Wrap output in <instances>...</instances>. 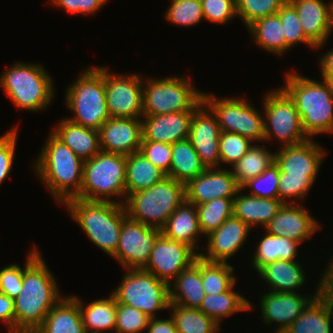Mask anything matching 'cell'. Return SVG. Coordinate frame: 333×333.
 <instances>
[{"mask_svg": "<svg viewBox=\"0 0 333 333\" xmlns=\"http://www.w3.org/2000/svg\"><path fill=\"white\" fill-rule=\"evenodd\" d=\"M25 262L22 288L14 299L15 331H35L63 297L36 245Z\"/></svg>", "mask_w": 333, "mask_h": 333, "instance_id": "1", "label": "cell"}, {"mask_svg": "<svg viewBox=\"0 0 333 333\" xmlns=\"http://www.w3.org/2000/svg\"><path fill=\"white\" fill-rule=\"evenodd\" d=\"M37 158L32 165L33 171L58 204L63 205L80 194L84 161L52 132Z\"/></svg>", "mask_w": 333, "mask_h": 333, "instance_id": "2", "label": "cell"}, {"mask_svg": "<svg viewBox=\"0 0 333 333\" xmlns=\"http://www.w3.org/2000/svg\"><path fill=\"white\" fill-rule=\"evenodd\" d=\"M294 101L309 139L319 134L333 133V84L286 72L281 87Z\"/></svg>", "mask_w": 333, "mask_h": 333, "instance_id": "3", "label": "cell"}, {"mask_svg": "<svg viewBox=\"0 0 333 333\" xmlns=\"http://www.w3.org/2000/svg\"><path fill=\"white\" fill-rule=\"evenodd\" d=\"M64 205L90 242L112 258L119 244L123 220L127 217L124 205L79 198H72Z\"/></svg>", "mask_w": 333, "mask_h": 333, "instance_id": "4", "label": "cell"}, {"mask_svg": "<svg viewBox=\"0 0 333 333\" xmlns=\"http://www.w3.org/2000/svg\"><path fill=\"white\" fill-rule=\"evenodd\" d=\"M65 95V105L74 114L67 119L72 122L99 131L111 118L106 104L105 66L85 68Z\"/></svg>", "mask_w": 333, "mask_h": 333, "instance_id": "5", "label": "cell"}, {"mask_svg": "<svg viewBox=\"0 0 333 333\" xmlns=\"http://www.w3.org/2000/svg\"><path fill=\"white\" fill-rule=\"evenodd\" d=\"M52 78L42 65L18 61L1 73L0 86L15 107L36 112L55 97Z\"/></svg>", "mask_w": 333, "mask_h": 333, "instance_id": "6", "label": "cell"}, {"mask_svg": "<svg viewBox=\"0 0 333 333\" xmlns=\"http://www.w3.org/2000/svg\"><path fill=\"white\" fill-rule=\"evenodd\" d=\"M185 200V184L166 176L150 188L128 195L123 205L132 220L161 229Z\"/></svg>", "mask_w": 333, "mask_h": 333, "instance_id": "7", "label": "cell"}, {"mask_svg": "<svg viewBox=\"0 0 333 333\" xmlns=\"http://www.w3.org/2000/svg\"><path fill=\"white\" fill-rule=\"evenodd\" d=\"M125 179L126 155L100 151L84 161L82 187L76 198L123 205L126 200ZM115 196L121 198V202L111 200Z\"/></svg>", "mask_w": 333, "mask_h": 333, "instance_id": "8", "label": "cell"}, {"mask_svg": "<svg viewBox=\"0 0 333 333\" xmlns=\"http://www.w3.org/2000/svg\"><path fill=\"white\" fill-rule=\"evenodd\" d=\"M184 77L143 79V116L196 111L203 104V92Z\"/></svg>", "mask_w": 333, "mask_h": 333, "instance_id": "9", "label": "cell"}, {"mask_svg": "<svg viewBox=\"0 0 333 333\" xmlns=\"http://www.w3.org/2000/svg\"><path fill=\"white\" fill-rule=\"evenodd\" d=\"M111 295L116 303L141 310L149 318L170 305L169 284L143 269H127L122 282Z\"/></svg>", "mask_w": 333, "mask_h": 333, "instance_id": "10", "label": "cell"}, {"mask_svg": "<svg viewBox=\"0 0 333 333\" xmlns=\"http://www.w3.org/2000/svg\"><path fill=\"white\" fill-rule=\"evenodd\" d=\"M263 99L264 141L276 138L281 146H290L309 139L294 101L281 87L268 91Z\"/></svg>", "mask_w": 333, "mask_h": 333, "instance_id": "11", "label": "cell"}, {"mask_svg": "<svg viewBox=\"0 0 333 333\" xmlns=\"http://www.w3.org/2000/svg\"><path fill=\"white\" fill-rule=\"evenodd\" d=\"M203 103L216 116L221 131L238 133L253 143L264 142V114L242 97L217 98L203 93Z\"/></svg>", "mask_w": 333, "mask_h": 333, "instance_id": "12", "label": "cell"}, {"mask_svg": "<svg viewBox=\"0 0 333 333\" xmlns=\"http://www.w3.org/2000/svg\"><path fill=\"white\" fill-rule=\"evenodd\" d=\"M140 74L118 75L105 66L106 104L111 118L143 117V78Z\"/></svg>", "mask_w": 333, "mask_h": 333, "instance_id": "13", "label": "cell"}, {"mask_svg": "<svg viewBox=\"0 0 333 333\" xmlns=\"http://www.w3.org/2000/svg\"><path fill=\"white\" fill-rule=\"evenodd\" d=\"M161 229L139 223L128 216L123 220L114 260L127 269H143L150 258Z\"/></svg>", "mask_w": 333, "mask_h": 333, "instance_id": "14", "label": "cell"}, {"mask_svg": "<svg viewBox=\"0 0 333 333\" xmlns=\"http://www.w3.org/2000/svg\"><path fill=\"white\" fill-rule=\"evenodd\" d=\"M199 256L189 245L165 238L162 234L155 241L148 263L143 268L168 284Z\"/></svg>", "mask_w": 333, "mask_h": 333, "instance_id": "15", "label": "cell"}, {"mask_svg": "<svg viewBox=\"0 0 333 333\" xmlns=\"http://www.w3.org/2000/svg\"><path fill=\"white\" fill-rule=\"evenodd\" d=\"M316 291L310 294L314 296L308 297L307 295L302 296L298 292H264L259 304L261 319L266 325L278 323L274 333H284L321 292V281L318 283Z\"/></svg>", "mask_w": 333, "mask_h": 333, "instance_id": "16", "label": "cell"}, {"mask_svg": "<svg viewBox=\"0 0 333 333\" xmlns=\"http://www.w3.org/2000/svg\"><path fill=\"white\" fill-rule=\"evenodd\" d=\"M220 133L216 116L203 103L192 115L188 139L206 168L222 167L219 153Z\"/></svg>", "mask_w": 333, "mask_h": 333, "instance_id": "17", "label": "cell"}, {"mask_svg": "<svg viewBox=\"0 0 333 333\" xmlns=\"http://www.w3.org/2000/svg\"><path fill=\"white\" fill-rule=\"evenodd\" d=\"M240 189L231 170L206 168L185 185V194L188 202L200 205L214 199L234 198Z\"/></svg>", "mask_w": 333, "mask_h": 333, "instance_id": "18", "label": "cell"}, {"mask_svg": "<svg viewBox=\"0 0 333 333\" xmlns=\"http://www.w3.org/2000/svg\"><path fill=\"white\" fill-rule=\"evenodd\" d=\"M324 148L313 139L290 146H282L275 152V164L286 177H317L323 164Z\"/></svg>", "mask_w": 333, "mask_h": 333, "instance_id": "19", "label": "cell"}, {"mask_svg": "<svg viewBox=\"0 0 333 333\" xmlns=\"http://www.w3.org/2000/svg\"><path fill=\"white\" fill-rule=\"evenodd\" d=\"M250 230L252 229L247 224L232 215L206 236L207 246L202 248L206 253L199 252V256L207 261L227 263L247 241Z\"/></svg>", "mask_w": 333, "mask_h": 333, "instance_id": "20", "label": "cell"}, {"mask_svg": "<svg viewBox=\"0 0 333 333\" xmlns=\"http://www.w3.org/2000/svg\"><path fill=\"white\" fill-rule=\"evenodd\" d=\"M320 228L319 222L300 203H284L264 227L269 234L287 237L299 243L308 240Z\"/></svg>", "mask_w": 333, "mask_h": 333, "instance_id": "21", "label": "cell"}, {"mask_svg": "<svg viewBox=\"0 0 333 333\" xmlns=\"http://www.w3.org/2000/svg\"><path fill=\"white\" fill-rule=\"evenodd\" d=\"M101 151L130 155L140 151L142 118H110L99 130Z\"/></svg>", "mask_w": 333, "mask_h": 333, "instance_id": "22", "label": "cell"}, {"mask_svg": "<svg viewBox=\"0 0 333 333\" xmlns=\"http://www.w3.org/2000/svg\"><path fill=\"white\" fill-rule=\"evenodd\" d=\"M296 9L305 36L318 50L325 46L333 30V1L288 0Z\"/></svg>", "mask_w": 333, "mask_h": 333, "instance_id": "23", "label": "cell"}, {"mask_svg": "<svg viewBox=\"0 0 333 333\" xmlns=\"http://www.w3.org/2000/svg\"><path fill=\"white\" fill-rule=\"evenodd\" d=\"M195 111H181L155 116H143L142 141L174 144L188 139L190 122Z\"/></svg>", "mask_w": 333, "mask_h": 333, "instance_id": "24", "label": "cell"}, {"mask_svg": "<svg viewBox=\"0 0 333 333\" xmlns=\"http://www.w3.org/2000/svg\"><path fill=\"white\" fill-rule=\"evenodd\" d=\"M161 234L167 239L185 243L195 251L201 249L197 242L203 234L199 227L196 205L185 200L170 215L161 228Z\"/></svg>", "mask_w": 333, "mask_h": 333, "instance_id": "25", "label": "cell"}, {"mask_svg": "<svg viewBox=\"0 0 333 333\" xmlns=\"http://www.w3.org/2000/svg\"><path fill=\"white\" fill-rule=\"evenodd\" d=\"M169 284L170 304L198 309L205 298L201 278V257L185 268Z\"/></svg>", "mask_w": 333, "mask_h": 333, "instance_id": "26", "label": "cell"}, {"mask_svg": "<svg viewBox=\"0 0 333 333\" xmlns=\"http://www.w3.org/2000/svg\"><path fill=\"white\" fill-rule=\"evenodd\" d=\"M83 161L101 151L99 131L63 118L51 131Z\"/></svg>", "mask_w": 333, "mask_h": 333, "instance_id": "27", "label": "cell"}, {"mask_svg": "<svg viewBox=\"0 0 333 333\" xmlns=\"http://www.w3.org/2000/svg\"><path fill=\"white\" fill-rule=\"evenodd\" d=\"M242 191L240 189L233 199V215L251 229L257 224L264 228L284 204L279 198H261L249 194L241 195Z\"/></svg>", "mask_w": 333, "mask_h": 333, "instance_id": "28", "label": "cell"}, {"mask_svg": "<svg viewBox=\"0 0 333 333\" xmlns=\"http://www.w3.org/2000/svg\"><path fill=\"white\" fill-rule=\"evenodd\" d=\"M37 333H86L78 296H64L46 315Z\"/></svg>", "mask_w": 333, "mask_h": 333, "instance_id": "29", "label": "cell"}, {"mask_svg": "<svg viewBox=\"0 0 333 333\" xmlns=\"http://www.w3.org/2000/svg\"><path fill=\"white\" fill-rule=\"evenodd\" d=\"M297 262L278 260L263 266L257 273L271 292H297L306 281L305 269Z\"/></svg>", "mask_w": 333, "mask_h": 333, "instance_id": "30", "label": "cell"}, {"mask_svg": "<svg viewBox=\"0 0 333 333\" xmlns=\"http://www.w3.org/2000/svg\"><path fill=\"white\" fill-rule=\"evenodd\" d=\"M333 310L320 292L284 333H332Z\"/></svg>", "mask_w": 333, "mask_h": 333, "instance_id": "31", "label": "cell"}, {"mask_svg": "<svg viewBox=\"0 0 333 333\" xmlns=\"http://www.w3.org/2000/svg\"><path fill=\"white\" fill-rule=\"evenodd\" d=\"M166 174L140 151L126 156V197L161 181Z\"/></svg>", "mask_w": 333, "mask_h": 333, "instance_id": "32", "label": "cell"}, {"mask_svg": "<svg viewBox=\"0 0 333 333\" xmlns=\"http://www.w3.org/2000/svg\"><path fill=\"white\" fill-rule=\"evenodd\" d=\"M252 255V269L256 273L266 264L278 261H293L298 255V246L301 243L289 240L287 237L269 234L265 231Z\"/></svg>", "mask_w": 333, "mask_h": 333, "instance_id": "33", "label": "cell"}, {"mask_svg": "<svg viewBox=\"0 0 333 333\" xmlns=\"http://www.w3.org/2000/svg\"><path fill=\"white\" fill-rule=\"evenodd\" d=\"M78 306L81 312L86 333H107L115 331L116 300L110 294L108 298L97 299L85 305L78 296Z\"/></svg>", "mask_w": 333, "mask_h": 333, "instance_id": "34", "label": "cell"}, {"mask_svg": "<svg viewBox=\"0 0 333 333\" xmlns=\"http://www.w3.org/2000/svg\"><path fill=\"white\" fill-rule=\"evenodd\" d=\"M259 48L282 56L291 48L286 44L284 30L278 14L262 17L247 27Z\"/></svg>", "mask_w": 333, "mask_h": 333, "instance_id": "35", "label": "cell"}, {"mask_svg": "<svg viewBox=\"0 0 333 333\" xmlns=\"http://www.w3.org/2000/svg\"><path fill=\"white\" fill-rule=\"evenodd\" d=\"M205 170L206 167L189 139L172 144L170 171L166 176L186 185Z\"/></svg>", "mask_w": 333, "mask_h": 333, "instance_id": "36", "label": "cell"}, {"mask_svg": "<svg viewBox=\"0 0 333 333\" xmlns=\"http://www.w3.org/2000/svg\"><path fill=\"white\" fill-rule=\"evenodd\" d=\"M233 287L234 286L220 294L205 295V298L198 308L213 319L219 326L223 318L229 317L235 314V312L248 311L253 308L252 302L244 298L238 290L236 292Z\"/></svg>", "mask_w": 333, "mask_h": 333, "instance_id": "37", "label": "cell"}, {"mask_svg": "<svg viewBox=\"0 0 333 333\" xmlns=\"http://www.w3.org/2000/svg\"><path fill=\"white\" fill-rule=\"evenodd\" d=\"M274 162L275 152L268 151L264 145L253 144L248 152L232 166L231 171L237 183L242 186L249 179L262 174Z\"/></svg>", "mask_w": 333, "mask_h": 333, "instance_id": "38", "label": "cell"}, {"mask_svg": "<svg viewBox=\"0 0 333 333\" xmlns=\"http://www.w3.org/2000/svg\"><path fill=\"white\" fill-rule=\"evenodd\" d=\"M171 309V310H170ZM178 333H217L220 326L199 309L169 305Z\"/></svg>", "mask_w": 333, "mask_h": 333, "instance_id": "39", "label": "cell"}, {"mask_svg": "<svg viewBox=\"0 0 333 333\" xmlns=\"http://www.w3.org/2000/svg\"><path fill=\"white\" fill-rule=\"evenodd\" d=\"M201 278L205 295L228 291L236 283L234 267L230 263L212 262L201 258Z\"/></svg>", "mask_w": 333, "mask_h": 333, "instance_id": "40", "label": "cell"}, {"mask_svg": "<svg viewBox=\"0 0 333 333\" xmlns=\"http://www.w3.org/2000/svg\"><path fill=\"white\" fill-rule=\"evenodd\" d=\"M233 199L219 198L196 205L199 227L203 236L218 229L233 215Z\"/></svg>", "mask_w": 333, "mask_h": 333, "instance_id": "41", "label": "cell"}, {"mask_svg": "<svg viewBox=\"0 0 333 333\" xmlns=\"http://www.w3.org/2000/svg\"><path fill=\"white\" fill-rule=\"evenodd\" d=\"M164 16L171 24L182 27L196 26L204 20L200 0H171Z\"/></svg>", "mask_w": 333, "mask_h": 333, "instance_id": "42", "label": "cell"}, {"mask_svg": "<svg viewBox=\"0 0 333 333\" xmlns=\"http://www.w3.org/2000/svg\"><path fill=\"white\" fill-rule=\"evenodd\" d=\"M288 0H235L237 18L246 28L257 19L275 15Z\"/></svg>", "mask_w": 333, "mask_h": 333, "instance_id": "43", "label": "cell"}, {"mask_svg": "<svg viewBox=\"0 0 333 333\" xmlns=\"http://www.w3.org/2000/svg\"><path fill=\"white\" fill-rule=\"evenodd\" d=\"M281 19L286 44L292 49L296 44H306L312 49L316 46L305 36L299 15L294 6L287 1L277 13Z\"/></svg>", "mask_w": 333, "mask_h": 333, "instance_id": "44", "label": "cell"}, {"mask_svg": "<svg viewBox=\"0 0 333 333\" xmlns=\"http://www.w3.org/2000/svg\"><path fill=\"white\" fill-rule=\"evenodd\" d=\"M280 178V169L275 162L259 176L249 179L241 186L250 188L249 195L261 198H279L278 186Z\"/></svg>", "mask_w": 333, "mask_h": 333, "instance_id": "45", "label": "cell"}, {"mask_svg": "<svg viewBox=\"0 0 333 333\" xmlns=\"http://www.w3.org/2000/svg\"><path fill=\"white\" fill-rule=\"evenodd\" d=\"M253 142L238 133L223 132L219 138L221 163L233 166L253 146Z\"/></svg>", "mask_w": 333, "mask_h": 333, "instance_id": "46", "label": "cell"}, {"mask_svg": "<svg viewBox=\"0 0 333 333\" xmlns=\"http://www.w3.org/2000/svg\"><path fill=\"white\" fill-rule=\"evenodd\" d=\"M150 318L141 310L116 303V325L114 333H143Z\"/></svg>", "mask_w": 333, "mask_h": 333, "instance_id": "47", "label": "cell"}, {"mask_svg": "<svg viewBox=\"0 0 333 333\" xmlns=\"http://www.w3.org/2000/svg\"><path fill=\"white\" fill-rule=\"evenodd\" d=\"M317 177H286V173L280 172L278 193L283 203H301L305 199L311 186L316 182ZM291 199V202H289ZM288 200V202H287ZM293 200V201H292Z\"/></svg>", "mask_w": 333, "mask_h": 333, "instance_id": "48", "label": "cell"}, {"mask_svg": "<svg viewBox=\"0 0 333 333\" xmlns=\"http://www.w3.org/2000/svg\"><path fill=\"white\" fill-rule=\"evenodd\" d=\"M204 19L210 23L227 24L237 17L235 0H200Z\"/></svg>", "mask_w": 333, "mask_h": 333, "instance_id": "49", "label": "cell"}, {"mask_svg": "<svg viewBox=\"0 0 333 333\" xmlns=\"http://www.w3.org/2000/svg\"><path fill=\"white\" fill-rule=\"evenodd\" d=\"M140 152L166 175L170 171L172 144L155 141H141Z\"/></svg>", "mask_w": 333, "mask_h": 333, "instance_id": "50", "label": "cell"}, {"mask_svg": "<svg viewBox=\"0 0 333 333\" xmlns=\"http://www.w3.org/2000/svg\"><path fill=\"white\" fill-rule=\"evenodd\" d=\"M17 128L0 135V185L7 179L13 167L17 143Z\"/></svg>", "mask_w": 333, "mask_h": 333, "instance_id": "51", "label": "cell"}, {"mask_svg": "<svg viewBox=\"0 0 333 333\" xmlns=\"http://www.w3.org/2000/svg\"><path fill=\"white\" fill-rule=\"evenodd\" d=\"M17 263H12L0 269V292L7 295L9 298L15 299L21 288L23 281V272Z\"/></svg>", "mask_w": 333, "mask_h": 333, "instance_id": "52", "label": "cell"}, {"mask_svg": "<svg viewBox=\"0 0 333 333\" xmlns=\"http://www.w3.org/2000/svg\"><path fill=\"white\" fill-rule=\"evenodd\" d=\"M108 0H49L52 6L66 10L70 14L91 15L99 11Z\"/></svg>", "mask_w": 333, "mask_h": 333, "instance_id": "53", "label": "cell"}, {"mask_svg": "<svg viewBox=\"0 0 333 333\" xmlns=\"http://www.w3.org/2000/svg\"><path fill=\"white\" fill-rule=\"evenodd\" d=\"M0 321L8 327V331H15L14 299L2 292H0Z\"/></svg>", "mask_w": 333, "mask_h": 333, "instance_id": "54", "label": "cell"}, {"mask_svg": "<svg viewBox=\"0 0 333 333\" xmlns=\"http://www.w3.org/2000/svg\"><path fill=\"white\" fill-rule=\"evenodd\" d=\"M146 331L147 333H178L171 315L167 319L150 318Z\"/></svg>", "mask_w": 333, "mask_h": 333, "instance_id": "55", "label": "cell"}, {"mask_svg": "<svg viewBox=\"0 0 333 333\" xmlns=\"http://www.w3.org/2000/svg\"><path fill=\"white\" fill-rule=\"evenodd\" d=\"M328 264L319 281H321V292L328 299L333 310V265L329 262Z\"/></svg>", "mask_w": 333, "mask_h": 333, "instance_id": "56", "label": "cell"}, {"mask_svg": "<svg viewBox=\"0 0 333 333\" xmlns=\"http://www.w3.org/2000/svg\"><path fill=\"white\" fill-rule=\"evenodd\" d=\"M319 69L322 74V79L333 84V48L319 58Z\"/></svg>", "mask_w": 333, "mask_h": 333, "instance_id": "57", "label": "cell"}, {"mask_svg": "<svg viewBox=\"0 0 333 333\" xmlns=\"http://www.w3.org/2000/svg\"><path fill=\"white\" fill-rule=\"evenodd\" d=\"M8 333H37V332L36 331L17 330V331H8Z\"/></svg>", "mask_w": 333, "mask_h": 333, "instance_id": "58", "label": "cell"}, {"mask_svg": "<svg viewBox=\"0 0 333 333\" xmlns=\"http://www.w3.org/2000/svg\"><path fill=\"white\" fill-rule=\"evenodd\" d=\"M330 262V264H332L333 265V258L329 261Z\"/></svg>", "mask_w": 333, "mask_h": 333, "instance_id": "59", "label": "cell"}]
</instances>
